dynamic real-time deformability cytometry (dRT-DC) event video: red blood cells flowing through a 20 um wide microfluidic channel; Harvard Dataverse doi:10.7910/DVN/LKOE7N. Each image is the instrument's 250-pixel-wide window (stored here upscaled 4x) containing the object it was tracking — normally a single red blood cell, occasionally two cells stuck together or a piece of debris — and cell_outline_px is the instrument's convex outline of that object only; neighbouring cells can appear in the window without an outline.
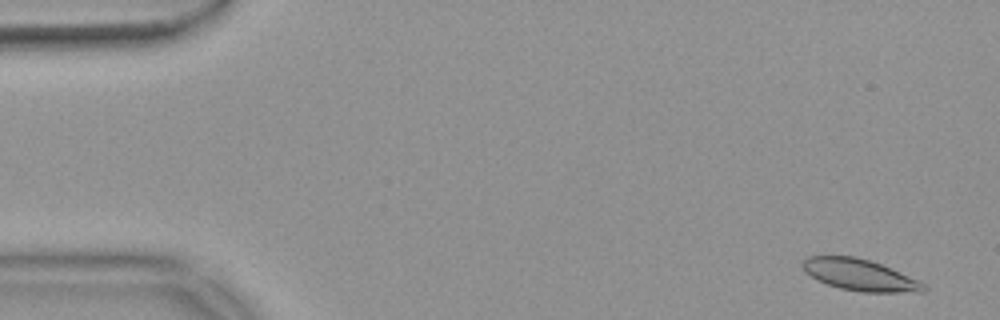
{"species": "common noctule bat (a hibernating species)", "species_latin": "Nyctalus noctula", "temperature_condition": "warm", "stored_images_in_passage": 55, "camera_frame_rate_fps": 3000, "um_per_image_px": 0.085, "animal": {"sex": "female", "body_mass_g": 18.4}, "frame": {"image": 1, "passage_image": 3, "time_ms": 0.667, "image_size_px": [1000, 320], "cell_outline_px": [[928, 288], [924, 292], [860, 292], [840, 288], [816, 280], [804, 272], [800, 264], [808, 256], [856, 256], [880, 264], [920, 280]], "centroid_in_image_um": [73.07, 23.37], "position_along_channel_um": 11.9, "area_um2": 22.31}}
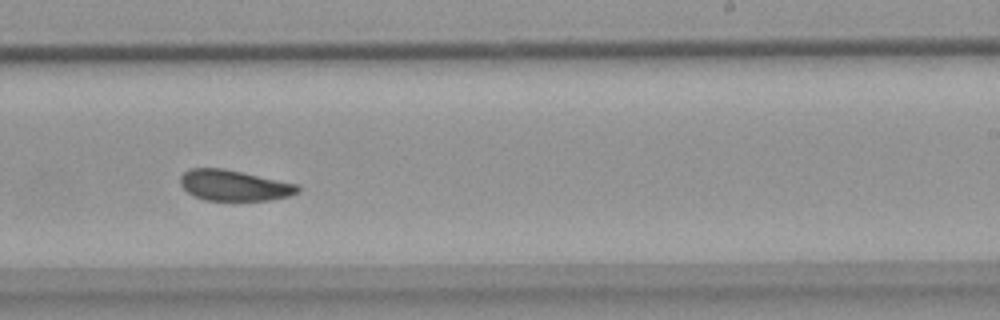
{"frame": {"image": 2, "passage_image": 34, "time_ms": 11.0, "image_size_px": [1000, 320], "cell_outline_px": [[300, 192], [288, 196], [268, 200], [204, 200], [192, 196], [180, 184], [180, 176], [188, 168], [224, 168], [296, 184], [300, 188]], "centroid_in_image_um": [19.85, 15.76], "position_along_channel_um": 269.1, "area_um2": 20.98}}
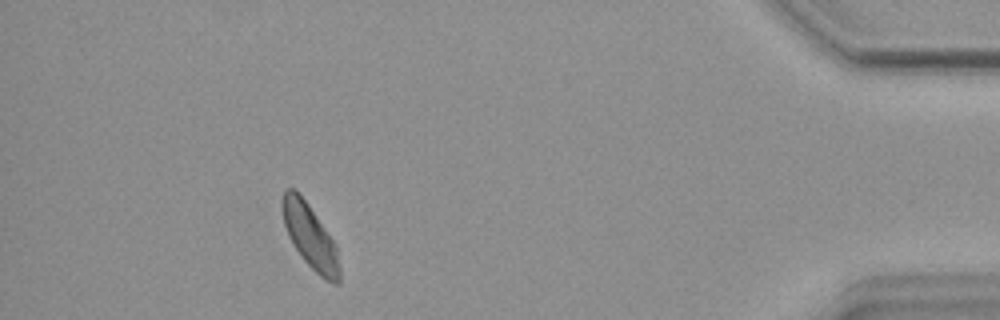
{"frame": {"image": 3, "passage_image": 50, "time_ms": 16.333, "image_size_px": [1000, 320], "cell_outline_px": [[340, 284], [332, 284], [324, 280], [304, 260], [288, 236], [284, 224], [280, 204], [284, 188], [296, 188], [308, 204], [336, 244], [340, 268]], "centroid_in_image_um": [26.35, 20.08], "position_along_channel_um": 408.8, "area_um2": 21.56}, "authors_computed_cell_mechanics": {"area_um2": 22.0218, "velocity_mm_per_s": 3.6709, "shape_relaxation_time_tau1_ms": 10.0664, "shape_relaxation_time_tau2_ms": 2.6383, "deformation_change_tau1": 0.1722, "deformation_change_tau2": 0.0555}}